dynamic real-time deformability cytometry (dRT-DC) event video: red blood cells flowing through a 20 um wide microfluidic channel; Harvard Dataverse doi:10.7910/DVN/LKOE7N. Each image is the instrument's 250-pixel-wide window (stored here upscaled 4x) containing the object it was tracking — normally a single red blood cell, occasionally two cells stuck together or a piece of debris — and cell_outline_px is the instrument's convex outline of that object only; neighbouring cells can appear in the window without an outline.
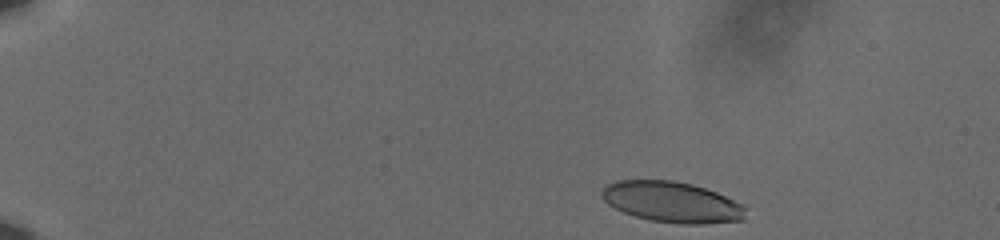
{"species": "human", "species_latin": "Homo sapiens", "temperature_condition": "cold", "stored_images_in_passage": 51, "camera_frame_rate_fps": 3000, "um_per_image_px": 0.085, "donor": {"sex": "male"}, "frame": {"image": 1, "passage_image": 2, "time_ms": 0.333, "image_size_px": [1000, 240], "cell_outline_px": [[744, 220], [704, 224], [680, 224], [648, 220], [624, 212], [608, 204], [600, 196], [600, 192], [608, 184], [616, 180], [672, 180], [692, 184], [716, 192], [744, 204]], "centroid_in_image_um": [57.11, 17.17], "position_along_channel_um": 27.9, "area_um2": 34.22}}
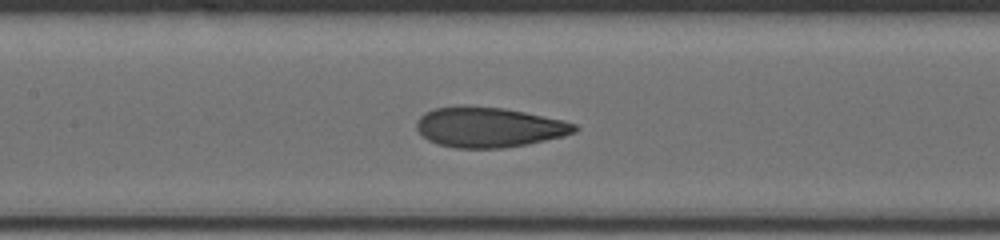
{"frame": {"image": 2, "passage_image": 23, "time_ms": 7.333, "image_size_px": [1000, 240], "cell_outline_px": [[580, 128], [576, 132], [564, 136], [528, 144], [504, 148], [456, 148], [436, 144], [428, 140], [416, 128], [416, 120], [424, 112], [436, 108], [464, 104], [504, 108], [564, 120], [576, 124]], "centroid_in_image_um": [41.56, 10.8], "position_along_channel_um": 165.8, "area_um2": 37.4}}
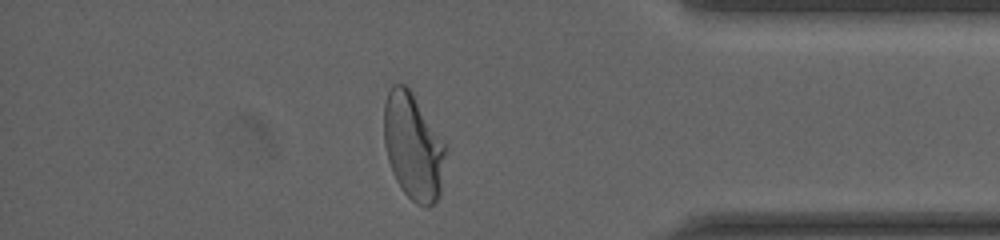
{"frame": {"image": 3, "passage_image": 44, "time_ms": 14.333, "image_size_px": [1000, 240], "cell_outline_px": [[448, 144], [440, 192], [436, 200], [432, 204], [416, 204], [400, 188], [392, 172], [388, 160], [384, 144], [384, 104], [388, 92], [392, 84], [404, 84], [412, 92]], "centroid_in_image_um": [35.14, 12.42], "position_along_channel_um": 400.1, "area_um2": 38.61}, "authors_computed_cell_mechanics": {"area_um2": 36.5296, "velocity_mm_per_s": 3.6136, "shape_relaxation_time_tau1_ms": 5.7898, "shape_relaxation_time_tau2_ms": 0.9256, "deformation_change_tau1": 0.181, "deformation_change_tau2": 0.0735}}